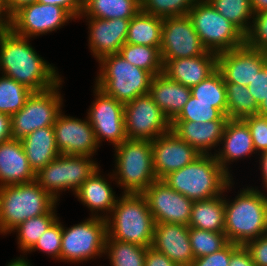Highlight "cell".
<instances>
[{"label": "cell", "instance_id": "obj_39", "mask_svg": "<svg viewBox=\"0 0 267 266\" xmlns=\"http://www.w3.org/2000/svg\"><path fill=\"white\" fill-rule=\"evenodd\" d=\"M189 238L194 259L210 255L228 243L225 233L198 228H189Z\"/></svg>", "mask_w": 267, "mask_h": 266}, {"label": "cell", "instance_id": "obj_20", "mask_svg": "<svg viewBox=\"0 0 267 266\" xmlns=\"http://www.w3.org/2000/svg\"><path fill=\"white\" fill-rule=\"evenodd\" d=\"M151 247L166 255L178 266H191L194 256L190 244L189 227L183 224L157 223Z\"/></svg>", "mask_w": 267, "mask_h": 266}, {"label": "cell", "instance_id": "obj_10", "mask_svg": "<svg viewBox=\"0 0 267 266\" xmlns=\"http://www.w3.org/2000/svg\"><path fill=\"white\" fill-rule=\"evenodd\" d=\"M62 80L54 87L40 92H32L25 106L11 116L13 139L21 140L39 128L53 126L62 112L63 98L59 92Z\"/></svg>", "mask_w": 267, "mask_h": 266}, {"label": "cell", "instance_id": "obj_18", "mask_svg": "<svg viewBox=\"0 0 267 266\" xmlns=\"http://www.w3.org/2000/svg\"><path fill=\"white\" fill-rule=\"evenodd\" d=\"M267 60V52L246 44L217 54V69L225 83L248 86Z\"/></svg>", "mask_w": 267, "mask_h": 266}, {"label": "cell", "instance_id": "obj_33", "mask_svg": "<svg viewBox=\"0 0 267 266\" xmlns=\"http://www.w3.org/2000/svg\"><path fill=\"white\" fill-rule=\"evenodd\" d=\"M147 248L106 238L104 255L108 256L111 266H145Z\"/></svg>", "mask_w": 267, "mask_h": 266}, {"label": "cell", "instance_id": "obj_52", "mask_svg": "<svg viewBox=\"0 0 267 266\" xmlns=\"http://www.w3.org/2000/svg\"><path fill=\"white\" fill-rule=\"evenodd\" d=\"M12 139L11 116L0 112V143Z\"/></svg>", "mask_w": 267, "mask_h": 266}, {"label": "cell", "instance_id": "obj_42", "mask_svg": "<svg viewBox=\"0 0 267 266\" xmlns=\"http://www.w3.org/2000/svg\"><path fill=\"white\" fill-rule=\"evenodd\" d=\"M62 223L59 218L45 231L36 244L28 251H42L61 261Z\"/></svg>", "mask_w": 267, "mask_h": 266}, {"label": "cell", "instance_id": "obj_40", "mask_svg": "<svg viewBox=\"0 0 267 266\" xmlns=\"http://www.w3.org/2000/svg\"><path fill=\"white\" fill-rule=\"evenodd\" d=\"M212 120H229V118L215 108V103L201 102L190 95L183 109L173 121H194L203 123Z\"/></svg>", "mask_w": 267, "mask_h": 266}, {"label": "cell", "instance_id": "obj_25", "mask_svg": "<svg viewBox=\"0 0 267 266\" xmlns=\"http://www.w3.org/2000/svg\"><path fill=\"white\" fill-rule=\"evenodd\" d=\"M36 180L29 165L22 141L10 139L0 143V187Z\"/></svg>", "mask_w": 267, "mask_h": 266}, {"label": "cell", "instance_id": "obj_46", "mask_svg": "<svg viewBox=\"0 0 267 266\" xmlns=\"http://www.w3.org/2000/svg\"><path fill=\"white\" fill-rule=\"evenodd\" d=\"M247 87L257 105L267 98V60Z\"/></svg>", "mask_w": 267, "mask_h": 266}, {"label": "cell", "instance_id": "obj_4", "mask_svg": "<svg viewBox=\"0 0 267 266\" xmlns=\"http://www.w3.org/2000/svg\"><path fill=\"white\" fill-rule=\"evenodd\" d=\"M106 221V238L151 247L155 221L142 194L122 193Z\"/></svg>", "mask_w": 267, "mask_h": 266}, {"label": "cell", "instance_id": "obj_27", "mask_svg": "<svg viewBox=\"0 0 267 266\" xmlns=\"http://www.w3.org/2000/svg\"><path fill=\"white\" fill-rule=\"evenodd\" d=\"M100 174V169H98L80 186L75 192V196L92 212L90 217H100L106 220L110 216L118 197L115 196L108 180ZM99 211L106 213H101L99 216Z\"/></svg>", "mask_w": 267, "mask_h": 266}, {"label": "cell", "instance_id": "obj_37", "mask_svg": "<svg viewBox=\"0 0 267 266\" xmlns=\"http://www.w3.org/2000/svg\"><path fill=\"white\" fill-rule=\"evenodd\" d=\"M212 7L237 26L245 35L249 32L254 12L250 0H207Z\"/></svg>", "mask_w": 267, "mask_h": 266}, {"label": "cell", "instance_id": "obj_57", "mask_svg": "<svg viewBox=\"0 0 267 266\" xmlns=\"http://www.w3.org/2000/svg\"><path fill=\"white\" fill-rule=\"evenodd\" d=\"M258 115L266 116L267 117V98H265L259 105H258Z\"/></svg>", "mask_w": 267, "mask_h": 266}, {"label": "cell", "instance_id": "obj_11", "mask_svg": "<svg viewBox=\"0 0 267 266\" xmlns=\"http://www.w3.org/2000/svg\"><path fill=\"white\" fill-rule=\"evenodd\" d=\"M107 221L90 217L79 224H62L61 262L82 263L105 253Z\"/></svg>", "mask_w": 267, "mask_h": 266}, {"label": "cell", "instance_id": "obj_19", "mask_svg": "<svg viewBox=\"0 0 267 266\" xmlns=\"http://www.w3.org/2000/svg\"><path fill=\"white\" fill-rule=\"evenodd\" d=\"M153 169L158 180L190 164L200 153L172 130L151 141Z\"/></svg>", "mask_w": 267, "mask_h": 266}, {"label": "cell", "instance_id": "obj_13", "mask_svg": "<svg viewBox=\"0 0 267 266\" xmlns=\"http://www.w3.org/2000/svg\"><path fill=\"white\" fill-rule=\"evenodd\" d=\"M75 18L63 7L33 2L12 15V31L26 38H35L56 31Z\"/></svg>", "mask_w": 267, "mask_h": 266}, {"label": "cell", "instance_id": "obj_53", "mask_svg": "<svg viewBox=\"0 0 267 266\" xmlns=\"http://www.w3.org/2000/svg\"><path fill=\"white\" fill-rule=\"evenodd\" d=\"M7 6L11 14L13 15L19 8L37 2V0H6Z\"/></svg>", "mask_w": 267, "mask_h": 266}, {"label": "cell", "instance_id": "obj_44", "mask_svg": "<svg viewBox=\"0 0 267 266\" xmlns=\"http://www.w3.org/2000/svg\"><path fill=\"white\" fill-rule=\"evenodd\" d=\"M242 120L250 130L256 154L267 151V117L254 114Z\"/></svg>", "mask_w": 267, "mask_h": 266}, {"label": "cell", "instance_id": "obj_54", "mask_svg": "<svg viewBox=\"0 0 267 266\" xmlns=\"http://www.w3.org/2000/svg\"><path fill=\"white\" fill-rule=\"evenodd\" d=\"M260 159H259V164L261 166L260 170H261V175H262V184L265 188V190L267 189V151L260 153ZM264 182V183H263Z\"/></svg>", "mask_w": 267, "mask_h": 266}, {"label": "cell", "instance_id": "obj_26", "mask_svg": "<svg viewBox=\"0 0 267 266\" xmlns=\"http://www.w3.org/2000/svg\"><path fill=\"white\" fill-rule=\"evenodd\" d=\"M149 94L165 117L172 122L191 95V89L161 73L152 78Z\"/></svg>", "mask_w": 267, "mask_h": 266}, {"label": "cell", "instance_id": "obj_45", "mask_svg": "<svg viewBox=\"0 0 267 266\" xmlns=\"http://www.w3.org/2000/svg\"><path fill=\"white\" fill-rule=\"evenodd\" d=\"M240 245L228 242L222 249L197 259H194L191 266H228L231 254Z\"/></svg>", "mask_w": 267, "mask_h": 266}, {"label": "cell", "instance_id": "obj_28", "mask_svg": "<svg viewBox=\"0 0 267 266\" xmlns=\"http://www.w3.org/2000/svg\"><path fill=\"white\" fill-rule=\"evenodd\" d=\"M21 141L29 165L35 174L60 155L53 126L34 130Z\"/></svg>", "mask_w": 267, "mask_h": 266}, {"label": "cell", "instance_id": "obj_35", "mask_svg": "<svg viewBox=\"0 0 267 266\" xmlns=\"http://www.w3.org/2000/svg\"><path fill=\"white\" fill-rule=\"evenodd\" d=\"M58 218L55 212H47L19 224L12 230L18 233V248L27 253Z\"/></svg>", "mask_w": 267, "mask_h": 266}, {"label": "cell", "instance_id": "obj_34", "mask_svg": "<svg viewBox=\"0 0 267 266\" xmlns=\"http://www.w3.org/2000/svg\"><path fill=\"white\" fill-rule=\"evenodd\" d=\"M190 89L191 95L197 98L198 101L215 103V108L227 116L226 86L222 74L218 69Z\"/></svg>", "mask_w": 267, "mask_h": 266}, {"label": "cell", "instance_id": "obj_9", "mask_svg": "<svg viewBox=\"0 0 267 266\" xmlns=\"http://www.w3.org/2000/svg\"><path fill=\"white\" fill-rule=\"evenodd\" d=\"M99 169L91 156L60 154L36 173L37 183L57 202L60 192L73 193Z\"/></svg>", "mask_w": 267, "mask_h": 266}, {"label": "cell", "instance_id": "obj_14", "mask_svg": "<svg viewBox=\"0 0 267 266\" xmlns=\"http://www.w3.org/2000/svg\"><path fill=\"white\" fill-rule=\"evenodd\" d=\"M95 101L88 110L87 118L92 125L98 144L107 140L114 148L127 140L124 123V104L94 87ZM104 139V140H103Z\"/></svg>", "mask_w": 267, "mask_h": 266}, {"label": "cell", "instance_id": "obj_1", "mask_svg": "<svg viewBox=\"0 0 267 266\" xmlns=\"http://www.w3.org/2000/svg\"><path fill=\"white\" fill-rule=\"evenodd\" d=\"M29 42V38L13 31L0 34L1 75L16 80L33 92L45 91L57 85L62 77Z\"/></svg>", "mask_w": 267, "mask_h": 266}, {"label": "cell", "instance_id": "obj_31", "mask_svg": "<svg viewBox=\"0 0 267 266\" xmlns=\"http://www.w3.org/2000/svg\"><path fill=\"white\" fill-rule=\"evenodd\" d=\"M162 25V18L140 10L129 22L125 43L160 47Z\"/></svg>", "mask_w": 267, "mask_h": 266}, {"label": "cell", "instance_id": "obj_48", "mask_svg": "<svg viewBox=\"0 0 267 266\" xmlns=\"http://www.w3.org/2000/svg\"><path fill=\"white\" fill-rule=\"evenodd\" d=\"M37 2L61 6L66 9L75 19L79 18L83 10V0H37Z\"/></svg>", "mask_w": 267, "mask_h": 266}, {"label": "cell", "instance_id": "obj_16", "mask_svg": "<svg viewBox=\"0 0 267 266\" xmlns=\"http://www.w3.org/2000/svg\"><path fill=\"white\" fill-rule=\"evenodd\" d=\"M155 224L173 223L188 226L193 200L176 192L162 180H156L142 193Z\"/></svg>", "mask_w": 267, "mask_h": 266}, {"label": "cell", "instance_id": "obj_22", "mask_svg": "<svg viewBox=\"0 0 267 266\" xmlns=\"http://www.w3.org/2000/svg\"><path fill=\"white\" fill-rule=\"evenodd\" d=\"M220 144L222 149L214 148V156L223 170L232 178L229 172L230 162L250 156L255 152L253 139L247 124L242 119H229L226 123ZM224 144V145H223Z\"/></svg>", "mask_w": 267, "mask_h": 266}, {"label": "cell", "instance_id": "obj_15", "mask_svg": "<svg viewBox=\"0 0 267 266\" xmlns=\"http://www.w3.org/2000/svg\"><path fill=\"white\" fill-rule=\"evenodd\" d=\"M206 52L188 15L163 18L160 46L162 60L196 57Z\"/></svg>", "mask_w": 267, "mask_h": 266}, {"label": "cell", "instance_id": "obj_30", "mask_svg": "<svg viewBox=\"0 0 267 266\" xmlns=\"http://www.w3.org/2000/svg\"><path fill=\"white\" fill-rule=\"evenodd\" d=\"M140 10V0H83V10L79 19H132Z\"/></svg>", "mask_w": 267, "mask_h": 266}, {"label": "cell", "instance_id": "obj_36", "mask_svg": "<svg viewBox=\"0 0 267 266\" xmlns=\"http://www.w3.org/2000/svg\"><path fill=\"white\" fill-rule=\"evenodd\" d=\"M225 86L229 119H243L257 114L258 105L247 86L235 83H225Z\"/></svg>", "mask_w": 267, "mask_h": 266}, {"label": "cell", "instance_id": "obj_8", "mask_svg": "<svg viewBox=\"0 0 267 266\" xmlns=\"http://www.w3.org/2000/svg\"><path fill=\"white\" fill-rule=\"evenodd\" d=\"M188 16L207 51L219 54L245 45V34L207 0H197Z\"/></svg>", "mask_w": 267, "mask_h": 266}, {"label": "cell", "instance_id": "obj_24", "mask_svg": "<svg viewBox=\"0 0 267 266\" xmlns=\"http://www.w3.org/2000/svg\"><path fill=\"white\" fill-rule=\"evenodd\" d=\"M227 121H172L171 130L200 154H212L209 151L219 146Z\"/></svg>", "mask_w": 267, "mask_h": 266}, {"label": "cell", "instance_id": "obj_32", "mask_svg": "<svg viewBox=\"0 0 267 266\" xmlns=\"http://www.w3.org/2000/svg\"><path fill=\"white\" fill-rule=\"evenodd\" d=\"M118 53L132 65L150 72L153 76L163 73L160 47L124 43Z\"/></svg>", "mask_w": 267, "mask_h": 266}, {"label": "cell", "instance_id": "obj_23", "mask_svg": "<svg viewBox=\"0 0 267 266\" xmlns=\"http://www.w3.org/2000/svg\"><path fill=\"white\" fill-rule=\"evenodd\" d=\"M163 74L186 87L198 85L217 69V54L207 51L189 58L162 60Z\"/></svg>", "mask_w": 267, "mask_h": 266}, {"label": "cell", "instance_id": "obj_50", "mask_svg": "<svg viewBox=\"0 0 267 266\" xmlns=\"http://www.w3.org/2000/svg\"><path fill=\"white\" fill-rule=\"evenodd\" d=\"M228 266H256L251 258V254L240 245L232 254Z\"/></svg>", "mask_w": 267, "mask_h": 266}, {"label": "cell", "instance_id": "obj_6", "mask_svg": "<svg viewBox=\"0 0 267 266\" xmlns=\"http://www.w3.org/2000/svg\"><path fill=\"white\" fill-rule=\"evenodd\" d=\"M95 86L118 102L126 104L149 93L154 77L150 72L132 65L119 53L100 58Z\"/></svg>", "mask_w": 267, "mask_h": 266}, {"label": "cell", "instance_id": "obj_38", "mask_svg": "<svg viewBox=\"0 0 267 266\" xmlns=\"http://www.w3.org/2000/svg\"><path fill=\"white\" fill-rule=\"evenodd\" d=\"M33 91L16 80L0 76V112L12 116L21 110Z\"/></svg>", "mask_w": 267, "mask_h": 266}, {"label": "cell", "instance_id": "obj_47", "mask_svg": "<svg viewBox=\"0 0 267 266\" xmlns=\"http://www.w3.org/2000/svg\"><path fill=\"white\" fill-rule=\"evenodd\" d=\"M244 246L256 266H267V233L247 242Z\"/></svg>", "mask_w": 267, "mask_h": 266}, {"label": "cell", "instance_id": "obj_7", "mask_svg": "<svg viewBox=\"0 0 267 266\" xmlns=\"http://www.w3.org/2000/svg\"><path fill=\"white\" fill-rule=\"evenodd\" d=\"M115 171L109 176L122 193L142 194L158 180L153 169L152 145L148 140H125L114 148Z\"/></svg>", "mask_w": 267, "mask_h": 266}, {"label": "cell", "instance_id": "obj_2", "mask_svg": "<svg viewBox=\"0 0 267 266\" xmlns=\"http://www.w3.org/2000/svg\"><path fill=\"white\" fill-rule=\"evenodd\" d=\"M232 180L213 154H200L190 164L162 179L170 188L193 201L223 195L231 189Z\"/></svg>", "mask_w": 267, "mask_h": 266}, {"label": "cell", "instance_id": "obj_43", "mask_svg": "<svg viewBox=\"0 0 267 266\" xmlns=\"http://www.w3.org/2000/svg\"><path fill=\"white\" fill-rule=\"evenodd\" d=\"M245 44L250 48L267 52V10L254 14Z\"/></svg>", "mask_w": 267, "mask_h": 266}, {"label": "cell", "instance_id": "obj_55", "mask_svg": "<svg viewBox=\"0 0 267 266\" xmlns=\"http://www.w3.org/2000/svg\"><path fill=\"white\" fill-rule=\"evenodd\" d=\"M254 14L267 10V0H250Z\"/></svg>", "mask_w": 267, "mask_h": 266}, {"label": "cell", "instance_id": "obj_5", "mask_svg": "<svg viewBox=\"0 0 267 266\" xmlns=\"http://www.w3.org/2000/svg\"><path fill=\"white\" fill-rule=\"evenodd\" d=\"M57 201L36 180L0 187V234H11L25 220L57 212Z\"/></svg>", "mask_w": 267, "mask_h": 266}, {"label": "cell", "instance_id": "obj_49", "mask_svg": "<svg viewBox=\"0 0 267 266\" xmlns=\"http://www.w3.org/2000/svg\"><path fill=\"white\" fill-rule=\"evenodd\" d=\"M145 266H178L166 255L148 247L146 251Z\"/></svg>", "mask_w": 267, "mask_h": 266}, {"label": "cell", "instance_id": "obj_17", "mask_svg": "<svg viewBox=\"0 0 267 266\" xmlns=\"http://www.w3.org/2000/svg\"><path fill=\"white\" fill-rule=\"evenodd\" d=\"M53 127L60 154L93 157L100 147L87 116L82 120L61 112Z\"/></svg>", "mask_w": 267, "mask_h": 266}, {"label": "cell", "instance_id": "obj_21", "mask_svg": "<svg viewBox=\"0 0 267 266\" xmlns=\"http://www.w3.org/2000/svg\"><path fill=\"white\" fill-rule=\"evenodd\" d=\"M89 24V48L96 60L105 55L118 53L126 42L131 19L86 18Z\"/></svg>", "mask_w": 267, "mask_h": 266}, {"label": "cell", "instance_id": "obj_12", "mask_svg": "<svg viewBox=\"0 0 267 266\" xmlns=\"http://www.w3.org/2000/svg\"><path fill=\"white\" fill-rule=\"evenodd\" d=\"M124 123L129 140L153 141L171 130V122L149 93L124 104Z\"/></svg>", "mask_w": 267, "mask_h": 266}, {"label": "cell", "instance_id": "obj_3", "mask_svg": "<svg viewBox=\"0 0 267 266\" xmlns=\"http://www.w3.org/2000/svg\"><path fill=\"white\" fill-rule=\"evenodd\" d=\"M224 204L228 242L244 246L267 233V194L247 186L231 202L224 197Z\"/></svg>", "mask_w": 267, "mask_h": 266}, {"label": "cell", "instance_id": "obj_29", "mask_svg": "<svg viewBox=\"0 0 267 266\" xmlns=\"http://www.w3.org/2000/svg\"><path fill=\"white\" fill-rule=\"evenodd\" d=\"M189 228L224 233V194L213 198L194 201L191 209Z\"/></svg>", "mask_w": 267, "mask_h": 266}, {"label": "cell", "instance_id": "obj_56", "mask_svg": "<svg viewBox=\"0 0 267 266\" xmlns=\"http://www.w3.org/2000/svg\"><path fill=\"white\" fill-rule=\"evenodd\" d=\"M29 260L25 259V257H18L16 259H12L6 266H31L32 264H30V262H28Z\"/></svg>", "mask_w": 267, "mask_h": 266}, {"label": "cell", "instance_id": "obj_51", "mask_svg": "<svg viewBox=\"0 0 267 266\" xmlns=\"http://www.w3.org/2000/svg\"><path fill=\"white\" fill-rule=\"evenodd\" d=\"M12 31V14L8 9L7 1L0 0V34Z\"/></svg>", "mask_w": 267, "mask_h": 266}, {"label": "cell", "instance_id": "obj_41", "mask_svg": "<svg viewBox=\"0 0 267 266\" xmlns=\"http://www.w3.org/2000/svg\"><path fill=\"white\" fill-rule=\"evenodd\" d=\"M197 0H140L141 11L160 18L188 15Z\"/></svg>", "mask_w": 267, "mask_h": 266}]
</instances>
